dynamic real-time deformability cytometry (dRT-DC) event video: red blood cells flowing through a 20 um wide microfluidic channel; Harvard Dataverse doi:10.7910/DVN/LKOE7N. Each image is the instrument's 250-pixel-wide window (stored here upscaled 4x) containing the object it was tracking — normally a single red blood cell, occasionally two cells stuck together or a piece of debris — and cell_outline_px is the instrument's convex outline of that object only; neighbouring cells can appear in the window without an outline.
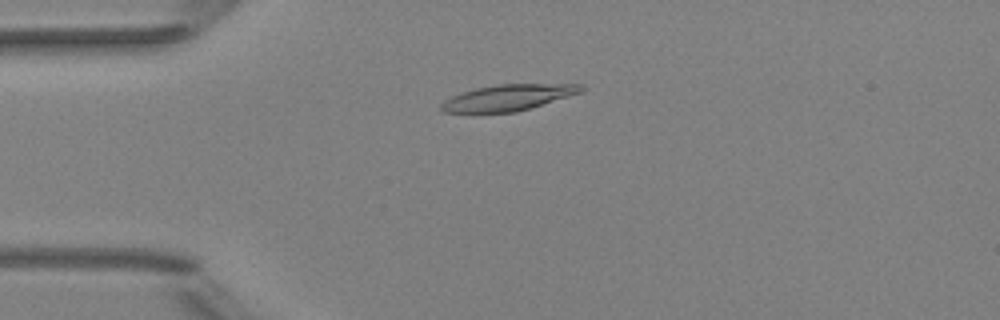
{"species": "Egyptian fruit bat (a non-hibernating species)", "species_latin": "Rousettus aegyptiacus", "temperature_condition": "room temperature", "stored_images_in_passage": 40, "camera_frame_rate_fps": 3000, "um_per_image_px": 0.085, "animal": {"sex": "female"}, "frame": {"image": 1, "passage_image": 1, "time_ms": 0.0, "image_size_px": [1000, 320], "cell_outline_px": [[584, 92], [516, 112], [444, 112], [440, 108], [440, 104], [444, 100], [452, 96], [476, 88], [496, 84], [580, 84], [584, 88]], "centroid_in_image_um": [43.21, 8.29], "position_along_channel_um": 41.8, "area_um2": 21.1}}
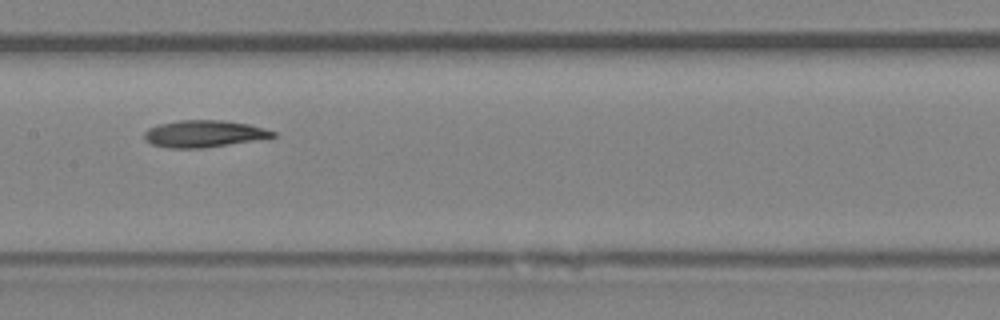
{"frame": {"image": 2, "passage_image": 14, "time_ms": 4.333, "image_size_px": [1000, 320], "cell_outline_px": [[276, 136], [268, 140], [204, 148], [168, 148], [152, 144], [144, 140], [144, 132], [148, 128], [156, 124], [180, 120], [224, 120], [248, 124], [264, 128], [276, 132]], "centroid_in_image_um": [17.4, 11.38], "position_along_channel_um": 190.0, "area_um2": 20.81}}
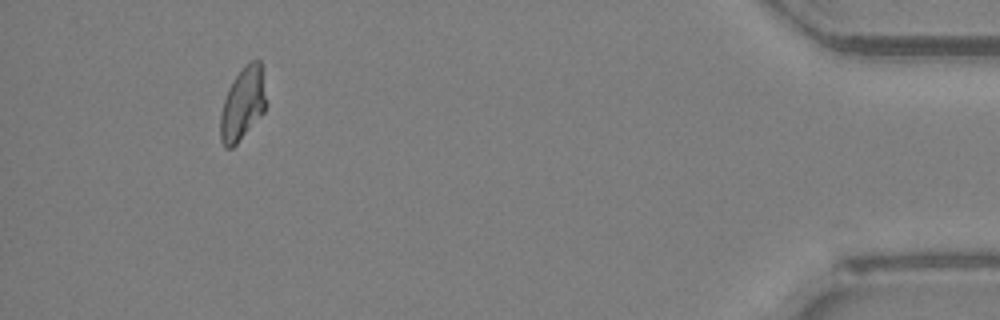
{"frame": {"image": 3, "passage_image": 36, "time_ms": 11.667, "image_size_px": [1000, 320], "cell_outline_px": [[268, 104], [264, 112], [236, 144], [232, 148], [224, 148], [220, 140], [220, 112], [228, 88], [244, 64], [248, 60], [260, 60]], "centroid_in_image_um": [20.64, 8.81], "position_along_channel_um": 414.6, "area_um2": 19.65}, "authors_computed_cell_mechanics": {"area_um2": 20.2011, "velocity_mm_per_s": 3.9828, "shape_relaxation_time_tau1_ms": null, "shape_relaxation_time_tau2_ms": 8.9237, "deformation_change_tau1": null, "deformation_change_tau2": 0.1668}}